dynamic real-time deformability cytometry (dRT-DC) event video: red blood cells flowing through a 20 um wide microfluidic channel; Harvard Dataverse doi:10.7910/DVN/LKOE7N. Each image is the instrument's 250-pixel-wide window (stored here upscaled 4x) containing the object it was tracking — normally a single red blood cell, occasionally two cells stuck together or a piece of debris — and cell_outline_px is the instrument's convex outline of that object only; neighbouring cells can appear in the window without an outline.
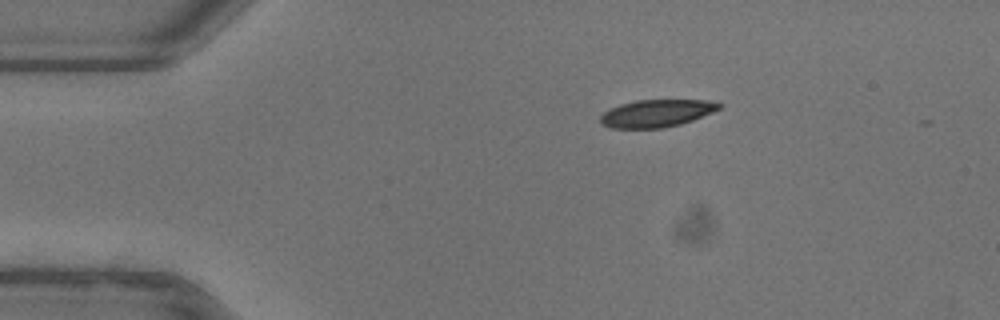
{"species": "common noctule bat (a hibernating species)", "species_latin": "Nyctalus noctula", "temperature_condition": "warm", "stored_images_in_passage": 5, "camera_frame_rate_fps": 3000, "um_per_image_px": 0.085, "animal": {"sex": "female"}, "frame": {"image": 1, "passage_image": 1, "time_ms": 0.0, "image_size_px": [1000, 320], "cell_outline_px": [[724, 104], [720, 108], [712, 112], [692, 120], [680, 124], [664, 128], [612, 128], [600, 124], [600, 116], [604, 112], [620, 104], [636, 100], [716, 100]], "centroid_in_image_um": [55.83, 9.62], "position_along_channel_um": 29.2, "area_um2": 19.07}}